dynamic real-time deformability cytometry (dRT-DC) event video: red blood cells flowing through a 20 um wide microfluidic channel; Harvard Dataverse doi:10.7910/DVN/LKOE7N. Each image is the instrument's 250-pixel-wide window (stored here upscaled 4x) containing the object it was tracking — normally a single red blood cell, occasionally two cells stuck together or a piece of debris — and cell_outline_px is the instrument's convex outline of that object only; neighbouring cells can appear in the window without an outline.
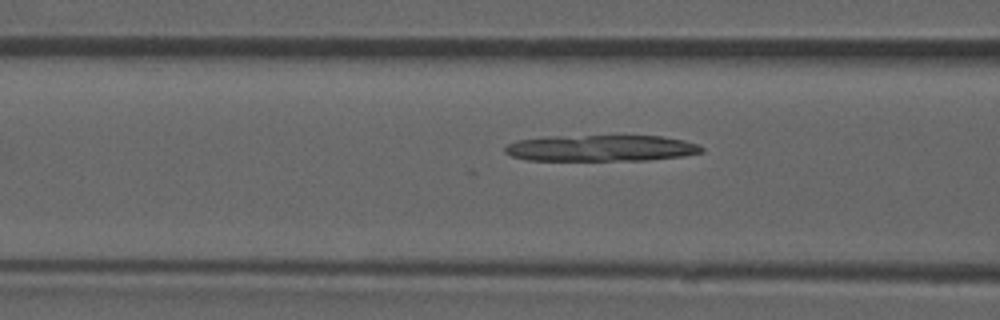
{"species": "common noctule bat (a hibernating species)", "species_latin": "Nyctalus noctula", "temperature_condition": "room temperature", "stored_images_in_passage": 46, "camera_frame_rate_fps": 3000, "um_per_image_px": 0.085, "animal": {"sex": "male", "forearm_length_mm": 52.5}, "frame": {"image": 1, "passage_image": 14, "time_ms": 4.333, "image_size_px": [1000, 320], "cell_outline_px": [[704, 152], [684, 156], [648, 160], [528, 160], [512, 156], [504, 152], [504, 148], [508, 144], [516, 140], [556, 136], [660, 136], [684, 140], [700, 144], [704, 148]], "centroid_in_image_um": [51.14, 12.59], "position_along_channel_um": 115.5, "area_um2": 30.17}}